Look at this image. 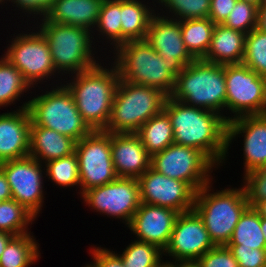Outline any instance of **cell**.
<instances>
[{"label": "cell", "instance_id": "obj_53", "mask_svg": "<svg viewBox=\"0 0 266 267\" xmlns=\"http://www.w3.org/2000/svg\"><path fill=\"white\" fill-rule=\"evenodd\" d=\"M94 262L90 265H86V267H99V265L96 263L95 260H93Z\"/></svg>", "mask_w": 266, "mask_h": 267}, {"label": "cell", "instance_id": "obj_6", "mask_svg": "<svg viewBox=\"0 0 266 267\" xmlns=\"http://www.w3.org/2000/svg\"><path fill=\"white\" fill-rule=\"evenodd\" d=\"M206 184L195 194L194 210L215 246L227 245L243 212L249 207L244 187L209 193Z\"/></svg>", "mask_w": 266, "mask_h": 267}, {"label": "cell", "instance_id": "obj_18", "mask_svg": "<svg viewBox=\"0 0 266 267\" xmlns=\"http://www.w3.org/2000/svg\"><path fill=\"white\" fill-rule=\"evenodd\" d=\"M244 135L245 174L266 168V118L252 115L241 116L227 123V148L232 139Z\"/></svg>", "mask_w": 266, "mask_h": 267}, {"label": "cell", "instance_id": "obj_36", "mask_svg": "<svg viewBox=\"0 0 266 267\" xmlns=\"http://www.w3.org/2000/svg\"><path fill=\"white\" fill-rule=\"evenodd\" d=\"M257 17V6L237 0L223 25L247 35L257 27Z\"/></svg>", "mask_w": 266, "mask_h": 267}, {"label": "cell", "instance_id": "obj_50", "mask_svg": "<svg viewBox=\"0 0 266 267\" xmlns=\"http://www.w3.org/2000/svg\"><path fill=\"white\" fill-rule=\"evenodd\" d=\"M261 229H262L263 236L266 240V217H263V216H261Z\"/></svg>", "mask_w": 266, "mask_h": 267}, {"label": "cell", "instance_id": "obj_37", "mask_svg": "<svg viewBox=\"0 0 266 267\" xmlns=\"http://www.w3.org/2000/svg\"><path fill=\"white\" fill-rule=\"evenodd\" d=\"M211 0H159L178 20L208 18ZM179 16V17H178Z\"/></svg>", "mask_w": 266, "mask_h": 267}, {"label": "cell", "instance_id": "obj_26", "mask_svg": "<svg viewBox=\"0 0 266 267\" xmlns=\"http://www.w3.org/2000/svg\"><path fill=\"white\" fill-rule=\"evenodd\" d=\"M136 134L151 156L174 143V131L171 121L164 110L145 122Z\"/></svg>", "mask_w": 266, "mask_h": 267}, {"label": "cell", "instance_id": "obj_49", "mask_svg": "<svg viewBox=\"0 0 266 267\" xmlns=\"http://www.w3.org/2000/svg\"><path fill=\"white\" fill-rule=\"evenodd\" d=\"M179 263L174 262L175 267H198V265L195 262H179Z\"/></svg>", "mask_w": 266, "mask_h": 267}, {"label": "cell", "instance_id": "obj_23", "mask_svg": "<svg viewBox=\"0 0 266 267\" xmlns=\"http://www.w3.org/2000/svg\"><path fill=\"white\" fill-rule=\"evenodd\" d=\"M76 141L55 130L37 126L31 121L29 156L40 163L59 159L75 152Z\"/></svg>", "mask_w": 266, "mask_h": 267}, {"label": "cell", "instance_id": "obj_20", "mask_svg": "<svg viewBox=\"0 0 266 267\" xmlns=\"http://www.w3.org/2000/svg\"><path fill=\"white\" fill-rule=\"evenodd\" d=\"M17 112L0 114V163L29 156L31 115L29 102Z\"/></svg>", "mask_w": 266, "mask_h": 267}, {"label": "cell", "instance_id": "obj_41", "mask_svg": "<svg viewBox=\"0 0 266 267\" xmlns=\"http://www.w3.org/2000/svg\"><path fill=\"white\" fill-rule=\"evenodd\" d=\"M237 0H211L209 17L215 25L223 24Z\"/></svg>", "mask_w": 266, "mask_h": 267}, {"label": "cell", "instance_id": "obj_8", "mask_svg": "<svg viewBox=\"0 0 266 267\" xmlns=\"http://www.w3.org/2000/svg\"><path fill=\"white\" fill-rule=\"evenodd\" d=\"M28 102L31 121L37 126L55 130L76 142L93 131L83 120L72 93L65 85L46 91Z\"/></svg>", "mask_w": 266, "mask_h": 267}, {"label": "cell", "instance_id": "obj_25", "mask_svg": "<svg viewBox=\"0 0 266 267\" xmlns=\"http://www.w3.org/2000/svg\"><path fill=\"white\" fill-rule=\"evenodd\" d=\"M150 9L138 0H121L122 44L146 40L150 21L155 15Z\"/></svg>", "mask_w": 266, "mask_h": 267}, {"label": "cell", "instance_id": "obj_51", "mask_svg": "<svg viewBox=\"0 0 266 267\" xmlns=\"http://www.w3.org/2000/svg\"><path fill=\"white\" fill-rule=\"evenodd\" d=\"M162 261L160 260L154 267H175V265L174 264H172L171 262H162Z\"/></svg>", "mask_w": 266, "mask_h": 267}, {"label": "cell", "instance_id": "obj_35", "mask_svg": "<svg viewBox=\"0 0 266 267\" xmlns=\"http://www.w3.org/2000/svg\"><path fill=\"white\" fill-rule=\"evenodd\" d=\"M46 176L60 186L80 185L78 158L74 153L46 162Z\"/></svg>", "mask_w": 266, "mask_h": 267}, {"label": "cell", "instance_id": "obj_39", "mask_svg": "<svg viewBox=\"0 0 266 267\" xmlns=\"http://www.w3.org/2000/svg\"><path fill=\"white\" fill-rule=\"evenodd\" d=\"M195 263L198 267H239L233 253L226 245L214 246Z\"/></svg>", "mask_w": 266, "mask_h": 267}, {"label": "cell", "instance_id": "obj_32", "mask_svg": "<svg viewBox=\"0 0 266 267\" xmlns=\"http://www.w3.org/2000/svg\"><path fill=\"white\" fill-rule=\"evenodd\" d=\"M96 27L116 48L122 44L121 0H103Z\"/></svg>", "mask_w": 266, "mask_h": 267}, {"label": "cell", "instance_id": "obj_44", "mask_svg": "<svg viewBox=\"0 0 266 267\" xmlns=\"http://www.w3.org/2000/svg\"><path fill=\"white\" fill-rule=\"evenodd\" d=\"M12 199L10 185L6 179L4 172L0 169V201H8Z\"/></svg>", "mask_w": 266, "mask_h": 267}, {"label": "cell", "instance_id": "obj_30", "mask_svg": "<svg viewBox=\"0 0 266 267\" xmlns=\"http://www.w3.org/2000/svg\"><path fill=\"white\" fill-rule=\"evenodd\" d=\"M30 87L21 72L3 56L0 59V106L15 102Z\"/></svg>", "mask_w": 266, "mask_h": 267}, {"label": "cell", "instance_id": "obj_22", "mask_svg": "<svg viewBox=\"0 0 266 267\" xmlns=\"http://www.w3.org/2000/svg\"><path fill=\"white\" fill-rule=\"evenodd\" d=\"M102 2L103 0H55L43 18L92 31L90 29L97 24Z\"/></svg>", "mask_w": 266, "mask_h": 267}, {"label": "cell", "instance_id": "obj_31", "mask_svg": "<svg viewBox=\"0 0 266 267\" xmlns=\"http://www.w3.org/2000/svg\"><path fill=\"white\" fill-rule=\"evenodd\" d=\"M36 217L23 205L11 199L0 203V231L14 236L27 234V224Z\"/></svg>", "mask_w": 266, "mask_h": 267}, {"label": "cell", "instance_id": "obj_11", "mask_svg": "<svg viewBox=\"0 0 266 267\" xmlns=\"http://www.w3.org/2000/svg\"><path fill=\"white\" fill-rule=\"evenodd\" d=\"M224 70L226 107L235 114L225 120L258 115L263 101V77L243 63L224 65Z\"/></svg>", "mask_w": 266, "mask_h": 267}, {"label": "cell", "instance_id": "obj_24", "mask_svg": "<svg viewBox=\"0 0 266 267\" xmlns=\"http://www.w3.org/2000/svg\"><path fill=\"white\" fill-rule=\"evenodd\" d=\"M245 36L223 24L215 25L209 50L203 60L221 65L242 63Z\"/></svg>", "mask_w": 266, "mask_h": 267}, {"label": "cell", "instance_id": "obj_2", "mask_svg": "<svg viewBox=\"0 0 266 267\" xmlns=\"http://www.w3.org/2000/svg\"><path fill=\"white\" fill-rule=\"evenodd\" d=\"M119 79L161 90L170 96L182 64H169L146 40L127 41L115 50Z\"/></svg>", "mask_w": 266, "mask_h": 267}, {"label": "cell", "instance_id": "obj_9", "mask_svg": "<svg viewBox=\"0 0 266 267\" xmlns=\"http://www.w3.org/2000/svg\"><path fill=\"white\" fill-rule=\"evenodd\" d=\"M214 163L200 150L172 143L151 156V168L166 177L188 183L196 192L210 181Z\"/></svg>", "mask_w": 266, "mask_h": 267}, {"label": "cell", "instance_id": "obj_16", "mask_svg": "<svg viewBox=\"0 0 266 267\" xmlns=\"http://www.w3.org/2000/svg\"><path fill=\"white\" fill-rule=\"evenodd\" d=\"M214 246L203 220L193 209L177 216L169 243L163 252L172 256L175 262H196Z\"/></svg>", "mask_w": 266, "mask_h": 267}, {"label": "cell", "instance_id": "obj_38", "mask_svg": "<svg viewBox=\"0 0 266 267\" xmlns=\"http://www.w3.org/2000/svg\"><path fill=\"white\" fill-rule=\"evenodd\" d=\"M244 180L249 206L254 207L259 201L266 199V168L246 173Z\"/></svg>", "mask_w": 266, "mask_h": 267}, {"label": "cell", "instance_id": "obj_29", "mask_svg": "<svg viewBox=\"0 0 266 267\" xmlns=\"http://www.w3.org/2000/svg\"><path fill=\"white\" fill-rule=\"evenodd\" d=\"M30 233L14 236L0 256V267H28L39 257L38 245Z\"/></svg>", "mask_w": 266, "mask_h": 267}, {"label": "cell", "instance_id": "obj_14", "mask_svg": "<svg viewBox=\"0 0 266 267\" xmlns=\"http://www.w3.org/2000/svg\"><path fill=\"white\" fill-rule=\"evenodd\" d=\"M137 180L141 203L170 208L179 214L193 210L196 191L188 183L166 177L151 167Z\"/></svg>", "mask_w": 266, "mask_h": 267}, {"label": "cell", "instance_id": "obj_1", "mask_svg": "<svg viewBox=\"0 0 266 267\" xmlns=\"http://www.w3.org/2000/svg\"><path fill=\"white\" fill-rule=\"evenodd\" d=\"M163 110L170 118L175 144L200 150L217 166L224 161L228 150L224 115L185 105L170 96Z\"/></svg>", "mask_w": 266, "mask_h": 267}, {"label": "cell", "instance_id": "obj_15", "mask_svg": "<svg viewBox=\"0 0 266 267\" xmlns=\"http://www.w3.org/2000/svg\"><path fill=\"white\" fill-rule=\"evenodd\" d=\"M42 164L27 156L0 163L10 185L12 199L37 217L43 203Z\"/></svg>", "mask_w": 266, "mask_h": 267}, {"label": "cell", "instance_id": "obj_47", "mask_svg": "<svg viewBox=\"0 0 266 267\" xmlns=\"http://www.w3.org/2000/svg\"><path fill=\"white\" fill-rule=\"evenodd\" d=\"M258 116L266 118V76L263 77V101Z\"/></svg>", "mask_w": 266, "mask_h": 267}, {"label": "cell", "instance_id": "obj_40", "mask_svg": "<svg viewBox=\"0 0 266 267\" xmlns=\"http://www.w3.org/2000/svg\"><path fill=\"white\" fill-rule=\"evenodd\" d=\"M234 255L239 267H266V249H252L240 244L226 245Z\"/></svg>", "mask_w": 266, "mask_h": 267}, {"label": "cell", "instance_id": "obj_45", "mask_svg": "<svg viewBox=\"0 0 266 267\" xmlns=\"http://www.w3.org/2000/svg\"><path fill=\"white\" fill-rule=\"evenodd\" d=\"M257 29L266 33V0L258 8Z\"/></svg>", "mask_w": 266, "mask_h": 267}, {"label": "cell", "instance_id": "obj_48", "mask_svg": "<svg viewBox=\"0 0 266 267\" xmlns=\"http://www.w3.org/2000/svg\"><path fill=\"white\" fill-rule=\"evenodd\" d=\"M254 208L259 212L260 216L266 217V199L259 201Z\"/></svg>", "mask_w": 266, "mask_h": 267}, {"label": "cell", "instance_id": "obj_42", "mask_svg": "<svg viewBox=\"0 0 266 267\" xmlns=\"http://www.w3.org/2000/svg\"><path fill=\"white\" fill-rule=\"evenodd\" d=\"M8 1V0H7ZM55 0H11L16 7L29 12L28 14H36L45 16Z\"/></svg>", "mask_w": 266, "mask_h": 267}, {"label": "cell", "instance_id": "obj_3", "mask_svg": "<svg viewBox=\"0 0 266 267\" xmlns=\"http://www.w3.org/2000/svg\"><path fill=\"white\" fill-rule=\"evenodd\" d=\"M75 75V80L65 86L72 93L79 113L93 131L105 130L120 80L116 66L109 70L98 64Z\"/></svg>", "mask_w": 266, "mask_h": 267}, {"label": "cell", "instance_id": "obj_4", "mask_svg": "<svg viewBox=\"0 0 266 267\" xmlns=\"http://www.w3.org/2000/svg\"><path fill=\"white\" fill-rule=\"evenodd\" d=\"M188 106L220 114L226 108V81L224 65L195 59L176 77L170 95Z\"/></svg>", "mask_w": 266, "mask_h": 267}, {"label": "cell", "instance_id": "obj_43", "mask_svg": "<svg viewBox=\"0 0 266 267\" xmlns=\"http://www.w3.org/2000/svg\"><path fill=\"white\" fill-rule=\"evenodd\" d=\"M91 252L99 267H124L121 257L106 248L97 247Z\"/></svg>", "mask_w": 266, "mask_h": 267}, {"label": "cell", "instance_id": "obj_10", "mask_svg": "<svg viewBox=\"0 0 266 267\" xmlns=\"http://www.w3.org/2000/svg\"><path fill=\"white\" fill-rule=\"evenodd\" d=\"M75 154L78 158L81 194L118 177L111 155V133L92 131L76 142Z\"/></svg>", "mask_w": 266, "mask_h": 267}, {"label": "cell", "instance_id": "obj_17", "mask_svg": "<svg viewBox=\"0 0 266 267\" xmlns=\"http://www.w3.org/2000/svg\"><path fill=\"white\" fill-rule=\"evenodd\" d=\"M178 215L170 208L140 203L128 227L139 241L156 245L164 251Z\"/></svg>", "mask_w": 266, "mask_h": 267}, {"label": "cell", "instance_id": "obj_34", "mask_svg": "<svg viewBox=\"0 0 266 267\" xmlns=\"http://www.w3.org/2000/svg\"><path fill=\"white\" fill-rule=\"evenodd\" d=\"M162 254L164 252L158 246L137 239L119 256L124 267H154L161 260Z\"/></svg>", "mask_w": 266, "mask_h": 267}, {"label": "cell", "instance_id": "obj_28", "mask_svg": "<svg viewBox=\"0 0 266 267\" xmlns=\"http://www.w3.org/2000/svg\"><path fill=\"white\" fill-rule=\"evenodd\" d=\"M228 244H240L242 247L252 249H266V240L261 229V216L254 207L249 206L243 212Z\"/></svg>", "mask_w": 266, "mask_h": 267}, {"label": "cell", "instance_id": "obj_21", "mask_svg": "<svg viewBox=\"0 0 266 267\" xmlns=\"http://www.w3.org/2000/svg\"><path fill=\"white\" fill-rule=\"evenodd\" d=\"M111 155L118 177L138 179L151 167V155L136 133H111Z\"/></svg>", "mask_w": 266, "mask_h": 267}, {"label": "cell", "instance_id": "obj_12", "mask_svg": "<svg viewBox=\"0 0 266 267\" xmlns=\"http://www.w3.org/2000/svg\"><path fill=\"white\" fill-rule=\"evenodd\" d=\"M84 201L98 212L122 218L129 225L140 206L139 183L135 178L117 177L82 194Z\"/></svg>", "mask_w": 266, "mask_h": 267}, {"label": "cell", "instance_id": "obj_13", "mask_svg": "<svg viewBox=\"0 0 266 267\" xmlns=\"http://www.w3.org/2000/svg\"><path fill=\"white\" fill-rule=\"evenodd\" d=\"M4 55L21 72L30 86L56 72L49 45L40 31L19 34Z\"/></svg>", "mask_w": 266, "mask_h": 267}, {"label": "cell", "instance_id": "obj_52", "mask_svg": "<svg viewBox=\"0 0 266 267\" xmlns=\"http://www.w3.org/2000/svg\"><path fill=\"white\" fill-rule=\"evenodd\" d=\"M239 1H244V2H247V3H251V4H253V5H255V6H257L259 8L264 0H239Z\"/></svg>", "mask_w": 266, "mask_h": 267}, {"label": "cell", "instance_id": "obj_5", "mask_svg": "<svg viewBox=\"0 0 266 267\" xmlns=\"http://www.w3.org/2000/svg\"><path fill=\"white\" fill-rule=\"evenodd\" d=\"M168 96L161 90L120 79L115 91L105 132L136 133L150 118L161 112Z\"/></svg>", "mask_w": 266, "mask_h": 267}, {"label": "cell", "instance_id": "obj_19", "mask_svg": "<svg viewBox=\"0 0 266 267\" xmlns=\"http://www.w3.org/2000/svg\"><path fill=\"white\" fill-rule=\"evenodd\" d=\"M146 41L169 64H182L184 67L195 59L187 51L181 33V20L166 16L152 17Z\"/></svg>", "mask_w": 266, "mask_h": 267}, {"label": "cell", "instance_id": "obj_27", "mask_svg": "<svg viewBox=\"0 0 266 267\" xmlns=\"http://www.w3.org/2000/svg\"><path fill=\"white\" fill-rule=\"evenodd\" d=\"M215 24L210 18L181 20V33L187 51L203 59L209 50Z\"/></svg>", "mask_w": 266, "mask_h": 267}, {"label": "cell", "instance_id": "obj_46", "mask_svg": "<svg viewBox=\"0 0 266 267\" xmlns=\"http://www.w3.org/2000/svg\"><path fill=\"white\" fill-rule=\"evenodd\" d=\"M14 237V235L7 233L5 231H0V256L5 250L8 242Z\"/></svg>", "mask_w": 266, "mask_h": 267}, {"label": "cell", "instance_id": "obj_33", "mask_svg": "<svg viewBox=\"0 0 266 267\" xmlns=\"http://www.w3.org/2000/svg\"><path fill=\"white\" fill-rule=\"evenodd\" d=\"M242 63L259 76H266V33L255 28L245 36Z\"/></svg>", "mask_w": 266, "mask_h": 267}, {"label": "cell", "instance_id": "obj_7", "mask_svg": "<svg viewBox=\"0 0 266 267\" xmlns=\"http://www.w3.org/2000/svg\"><path fill=\"white\" fill-rule=\"evenodd\" d=\"M40 32L45 37L55 69L77 74L98 65L92 57V35L89 30L42 19ZM68 71V72H65Z\"/></svg>", "mask_w": 266, "mask_h": 267}]
</instances>
